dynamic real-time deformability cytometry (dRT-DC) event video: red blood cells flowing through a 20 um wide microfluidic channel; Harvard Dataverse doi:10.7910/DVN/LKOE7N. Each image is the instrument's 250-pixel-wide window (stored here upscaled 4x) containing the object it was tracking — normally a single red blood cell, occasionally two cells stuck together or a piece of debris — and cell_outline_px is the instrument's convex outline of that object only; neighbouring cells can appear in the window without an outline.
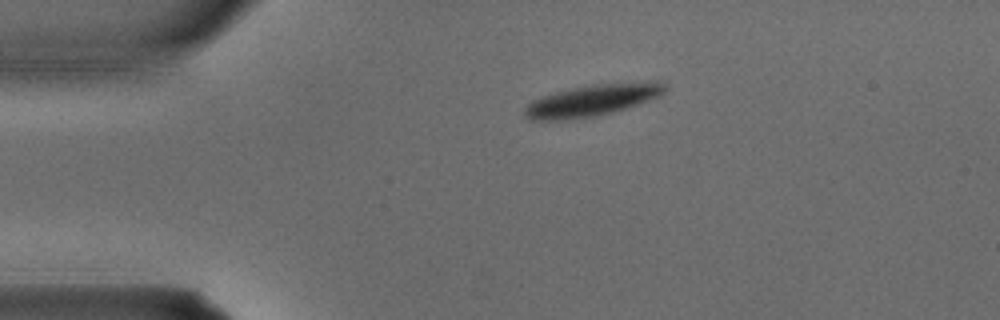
{"species": "common noctule bat (a hibernating species)", "species_latin": "Nyctalus noctula", "temperature_condition": "warm", "stored_images_in_passage": 2, "camera_frame_rate_fps": 3000, "um_per_image_px": 0.085, "animal": {"sex": "male", "body_mass_g": 15.6}, "frame": {"image": 1, "passage_image": 1, "time_ms": 0.0, "image_size_px": [1000, 320], "cell_outline_px": [[668, 84], [664, 92], [660, 96], [600, 116], [572, 120], [528, 120], [524, 116], [524, 108], [532, 100], [556, 92], [572, 88], [592, 84], [656, 80], [660, 80]], "centroid_in_image_um": [50.37, 8.52], "position_along_channel_um": 34.6, "area_um2": 26.18}}